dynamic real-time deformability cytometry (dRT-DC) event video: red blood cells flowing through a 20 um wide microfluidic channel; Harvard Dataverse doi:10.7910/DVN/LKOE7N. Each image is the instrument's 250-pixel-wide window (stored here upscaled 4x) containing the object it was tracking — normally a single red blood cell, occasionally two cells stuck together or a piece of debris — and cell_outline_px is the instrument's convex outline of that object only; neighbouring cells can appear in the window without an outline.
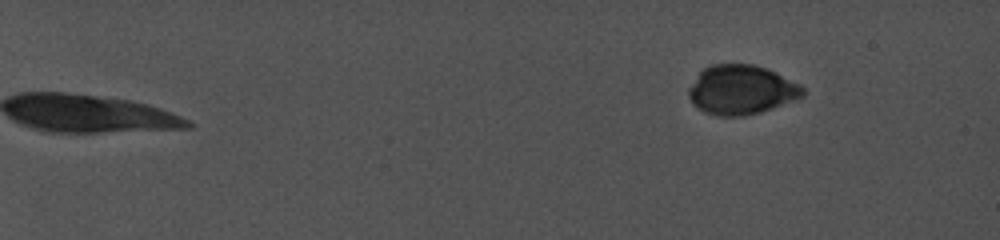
{"species": "common noctule bat (a hibernating species)", "species_latin": "Nyctalus noctula", "temperature_condition": "cold", "stored_images_in_passage": 23, "camera_frame_rate_fps": 5000, "um_per_image_px": 0.085, "animal": {"sex": "female", "body_mass_g": 19.0, "forearm_length_mm": 56.7}, "frame": {"image": 1, "passage_image": 2, "time_ms": 0.6, "image_size_px": [1000, 240], "cell_outline_px": [[804, 96], [772, 108], [744, 116], [724, 116], [704, 112], [688, 96], [688, 88], [700, 72], [704, 68], [712, 64], [752, 64], [776, 72], [800, 84], [804, 88]], "centroid_in_image_um": [63.03, 7.62], "position_along_channel_um": 22.0, "area_um2": 32.43}}